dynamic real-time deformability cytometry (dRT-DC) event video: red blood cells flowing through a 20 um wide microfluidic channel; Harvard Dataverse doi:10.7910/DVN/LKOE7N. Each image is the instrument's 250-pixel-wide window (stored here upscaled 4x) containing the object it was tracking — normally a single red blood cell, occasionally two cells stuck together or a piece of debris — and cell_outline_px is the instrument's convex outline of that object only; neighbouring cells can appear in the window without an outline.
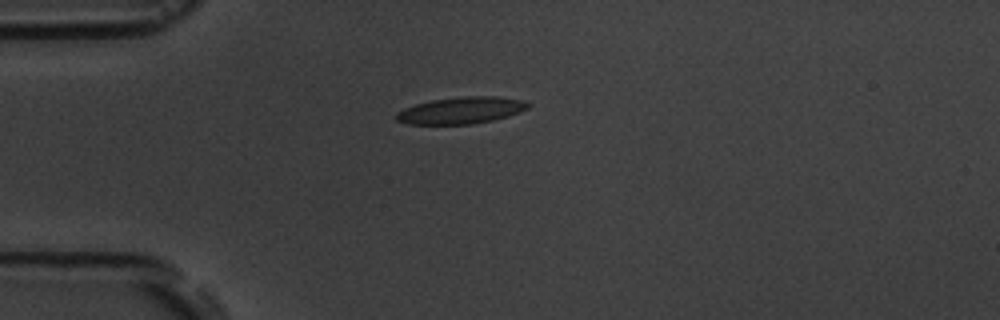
{"species": "common noctule bat (a hibernating species)", "species_latin": "Nyctalus noctula", "temperature_condition": "room temperature", "stored_images_in_passage": 8, "camera_frame_rate_fps": 3000, "um_per_image_px": 0.085, "animal": {"sex": "male", "body_mass_g": 19.5, "forearm_length_mm": 54.6}, "frame": {"image": 1, "passage_image": 1, "time_ms": 0.0, "image_size_px": [1000, 320], "cell_outline_px": [[532, 104], [528, 108], [520, 112], [508, 116], [492, 120], [472, 124], [408, 124], [396, 120], [392, 116], [396, 112], [404, 108], [416, 104], [432, 100], [460, 96], [500, 96], [524, 100]], "centroid_in_image_um": [39.2, 9.37], "position_along_channel_um": 45.8, "area_um2": 20.81}}
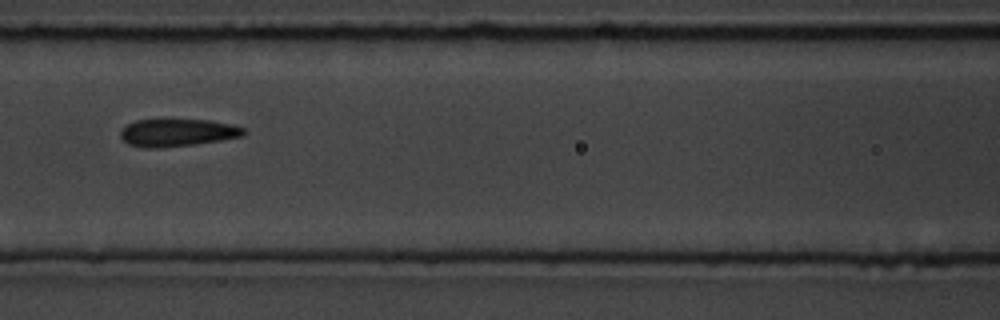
{"frame": {"image": 2, "passage_image": 4, "time_ms": 3.333, "image_size_px": [1000, 320], "cell_outline_px": [[248, 132], [244, 136], [196, 144], [156, 148], [144, 148], [128, 144], [120, 136], [120, 132], [128, 124], [136, 120], [212, 120], [232, 124], [244, 128]], "centroid_in_image_um": [15.13, 11.28], "position_along_channel_um": 151.5, "area_um2": 19.77}}
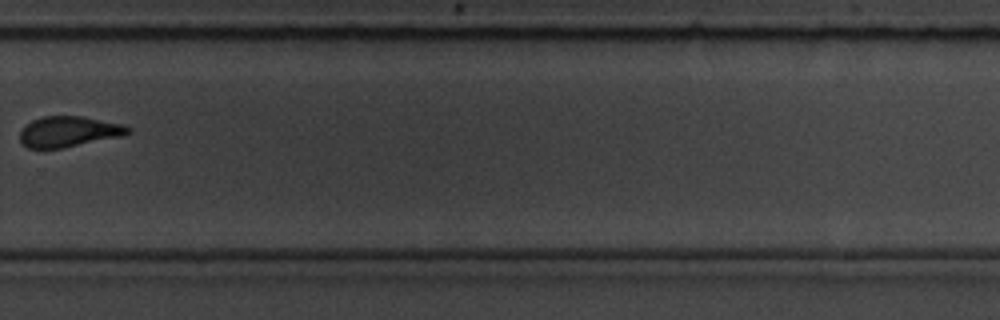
{"frame": {"image": 3, "passage_image": 8, "time_ms": 8.0, "image_size_px": [1000, 320], "cell_outline_px": [[132, 132], [124, 136], [60, 148], [28, 148], [20, 140], [20, 132], [32, 120], [44, 116], [80, 116], [124, 124], [132, 128]], "centroid_in_image_um": [5.91, 11.18], "position_along_channel_um": 323.9, "area_um2": 19.19}}